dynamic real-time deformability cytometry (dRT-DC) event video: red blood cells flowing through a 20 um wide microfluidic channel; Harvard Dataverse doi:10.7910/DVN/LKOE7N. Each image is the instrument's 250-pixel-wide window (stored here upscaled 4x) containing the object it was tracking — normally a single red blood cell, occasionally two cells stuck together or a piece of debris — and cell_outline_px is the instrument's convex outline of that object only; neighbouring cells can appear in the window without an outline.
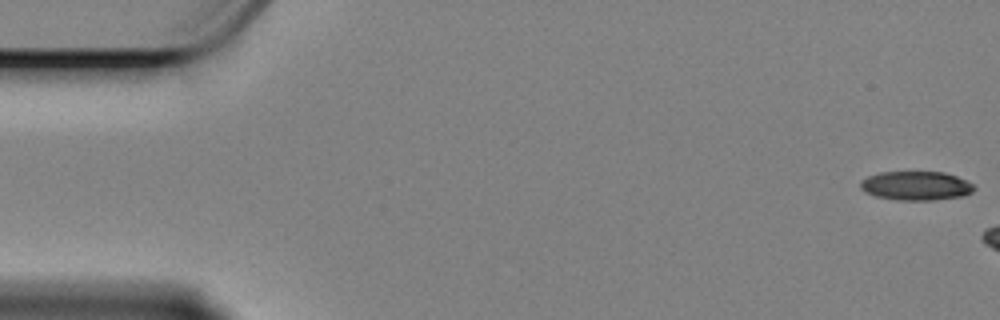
{"species": "Egyptian fruit bat (a non-hibernating species)", "species_latin": "Rousettus aegyptiacus", "temperature_condition": "cold", "stored_images_in_passage": 8, "camera_frame_rate_fps": 3000, "um_per_image_px": 0.085, "animal": {"sex": "female"}, "frame": {"image": 1, "passage_image": 1, "time_ms": 0.0, "image_size_px": [1000, 320], "cell_outline_px": [[976, 188], [972, 192], [964, 196], [932, 200], [896, 200], [876, 196], [864, 192], [860, 188], [860, 180], [868, 176], [880, 172], [944, 172], [956, 176], [972, 184]], "centroid_in_image_um": [77.84, 15.79], "position_along_channel_um": 7.2, "area_um2": 19.25}}